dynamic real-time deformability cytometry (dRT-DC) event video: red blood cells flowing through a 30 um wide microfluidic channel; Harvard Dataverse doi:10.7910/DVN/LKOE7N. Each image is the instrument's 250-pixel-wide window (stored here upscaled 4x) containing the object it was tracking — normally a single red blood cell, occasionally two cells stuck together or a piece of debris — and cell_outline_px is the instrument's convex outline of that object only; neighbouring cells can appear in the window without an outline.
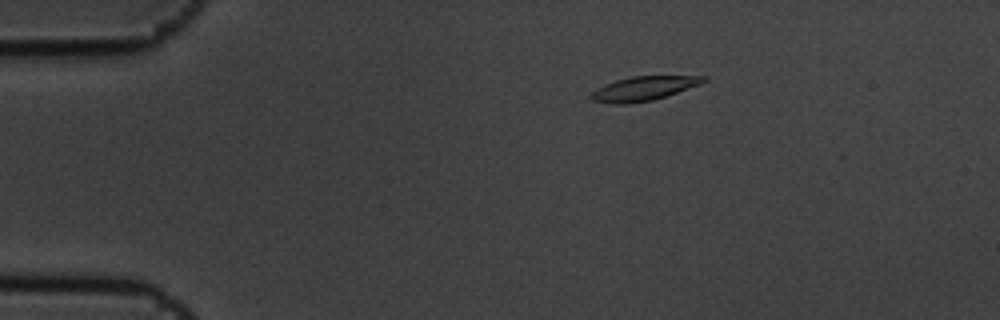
{"species": "common noctule bat (a hibernating species)", "species_latin": "Nyctalus noctula", "temperature_condition": "cold", "stored_images_in_passage": 3, "camera_frame_rate_fps": 3000, "um_per_image_px": 0.085, "animal": {"sex": "male", "body_mass_g": 19.5, "forearm_length_mm": 54.6}, "frame": {"image": 1, "passage_image": 1, "time_ms": 0.0, "image_size_px": [1000, 320], "cell_outline_px": [[708, 80], [700, 84], [652, 100], [628, 104], [612, 104], [592, 100], [588, 96], [596, 88], [604, 84], [616, 80], [632, 76], [708, 76]], "centroid_in_image_um": [54.66, 7.52], "position_along_channel_um": 30.3, "area_um2": 15.78}}